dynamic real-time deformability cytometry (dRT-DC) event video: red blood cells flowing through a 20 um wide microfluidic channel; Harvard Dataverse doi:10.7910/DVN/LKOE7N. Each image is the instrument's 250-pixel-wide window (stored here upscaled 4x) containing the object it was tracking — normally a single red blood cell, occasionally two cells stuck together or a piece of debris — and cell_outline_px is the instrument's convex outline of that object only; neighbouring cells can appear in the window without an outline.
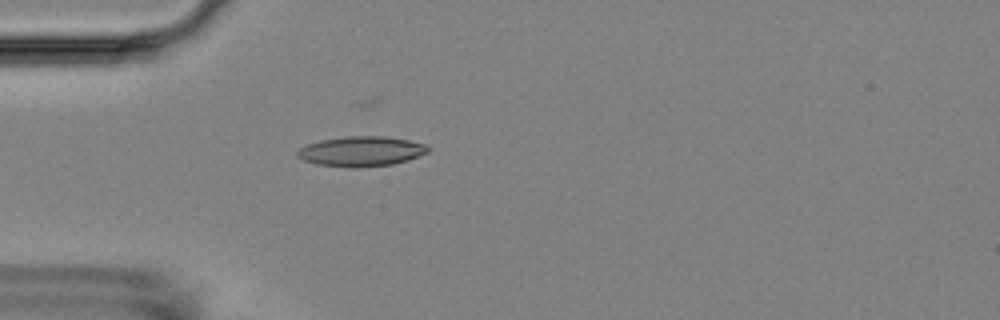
{"species": "Egyptian fruit bat (a non-hibernating species)", "species_latin": "Rousettus aegyptiacus", "temperature_condition": "room temperature", "stored_images_in_passage": 5, "camera_frame_rate_fps": 3000, "um_per_image_px": 0.085, "animal": {"sex": "female"}, "frame": {"image": 1, "passage_image": 5, "time_ms": 4.333, "image_size_px": [1000, 320], "cell_outline_px": [[428, 152], [408, 160], [392, 164], [356, 168], [352, 168], [316, 164], [304, 160], [296, 156], [296, 152], [300, 148], [308, 144], [320, 140], [344, 136], [384, 136], [408, 140], [428, 144]], "centroid_in_image_um": [30.69, 12.86], "position_along_channel_um": 54.3, "area_um2": 22.89}}